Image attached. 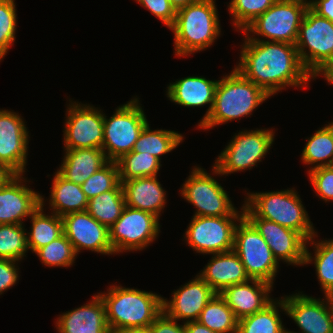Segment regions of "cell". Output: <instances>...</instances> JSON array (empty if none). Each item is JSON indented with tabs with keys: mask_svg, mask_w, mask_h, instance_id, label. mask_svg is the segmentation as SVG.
I'll use <instances>...</instances> for the list:
<instances>
[{
	"mask_svg": "<svg viewBox=\"0 0 333 333\" xmlns=\"http://www.w3.org/2000/svg\"><path fill=\"white\" fill-rule=\"evenodd\" d=\"M23 176L17 174L0 187V224L24 225V219L40 206V193L29 188Z\"/></svg>",
	"mask_w": 333,
	"mask_h": 333,
	"instance_id": "ffe728a7",
	"label": "cell"
},
{
	"mask_svg": "<svg viewBox=\"0 0 333 333\" xmlns=\"http://www.w3.org/2000/svg\"><path fill=\"white\" fill-rule=\"evenodd\" d=\"M124 333H150L148 329L127 330Z\"/></svg>",
	"mask_w": 333,
	"mask_h": 333,
	"instance_id": "816d5d0a",
	"label": "cell"
},
{
	"mask_svg": "<svg viewBox=\"0 0 333 333\" xmlns=\"http://www.w3.org/2000/svg\"><path fill=\"white\" fill-rule=\"evenodd\" d=\"M199 0H169L170 5L178 11L181 8L187 7L190 4H193Z\"/></svg>",
	"mask_w": 333,
	"mask_h": 333,
	"instance_id": "681fc988",
	"label": "cell"
},
{
	"mask_svg": "<svg viewBox=\"0 0 333 333\" xmlns=\"http://www.w3.org/2000/svg\"><path fill=\"white\" fill-rule=\"evenodd\" d=\"M315 237H318L317 233L307 241L315 252L311 254L306 245L304 266L314 264L321 289L326 295L333 289V239L316 241Z\"/></svg>",
	"mask_w": 333,
	"mask_h": 333,
	"instance_id": "1f68e13d",
	"label": "cell"
},
{
	"mask_svg": "<svg viewBox=\"0 0 333 333\" xmlns=\"http://www.w3.org/2000/svg\"><path fill=\"white\" fill-rule=\"evenodd\" d=\"M24 225L0 224V258L21 261L28 252Z\"/></svg>",
	"mask_w": 333,
	"mask_h": 333,
	"instance_id": "d590c367",
	"label": "cell"
},
{
	"mask_svg": "<svg viewBox=\"0 0 333 333\" xmlns=\"http://www.w3.org/2000/svg\"><path fill=\"white\" fill-rule=\"evenodd\" d=\"M286 312L283 299H274L263 310L238 320L237 333H286L279 308Z\"/></svg>",
	"mask_w": 333,
	"mask_h": 333,
	"instance_id": "f1b7e54d",
	"label": "cell"
},
{
	"mask_svg": "<svg viewBox=\"0 0 333 333\" xmlns=\"http://www.w3.org/2000/svg\"><path fill=\"white\" fill-rule=\"evenodd\" d=\"M244 205L256 216L299 232L307 241L315 228L295 189L270 192H247Z\"/></svg>",
	"mask_w": 333,
	"mask_h": 333,
	"instance_id": "5b68a950",
	"label": "cell"
},
{
	"mask_svg": "<svg viewBox=\"0 0 333 333\" xmlns=\"http://www.w3.org/2000/svg\"><path fill=\"white\" fill-rule=\"evenodd\" d=\"M272 129L242 130L234 135L229 144L221 151L213 165L212 172L226 175L252 169L261 162L270 150L275 138Z\"/></svg>",
	"mask_w": 333,
	"mask_h": 333,
	"instance_id": "52a82bcc",
	"label": "cell"
},
{
	"mask_svg": "<svg viewBox=\"0 0 333 333\" xmlns=\"http://www.w3.org/2000/svg\"><path fill=\"white\" fill-rule=\"evenodd\" d=\"M198 275L218 294L229 286L250 279L240 258L233 250L213 254Z\"/></svg>",
	"mask_w": 333,
	"mask_h": 333,
	"instance_id": "d4e9b609",
	"label": "cell"
},
{
	"mask_svg": "<svg viewBox=\"0 0 333 333\" xmlns=\"http://www.w3.org/2000/svg\"><path fill=\"white\" fill-rule=\"evenodd\" d=\"M16 264L18 261L0 258V295L18 281L19 267Z\"/></svg>",
	"mask_w": 333,
	"mask_h": 333,
	"instance_id": "7bdbcfd3",
	"label": "cell"
},
{
	"mask_svg": "<svg viewBox=\"0 0 333 333\" xmlns=\"http://www.w3.org/2000/svg\"><path fill=\"white\" fill-rule=\"evenodd\" d=\"M16 11L15 0H0V61L5 57L15 41Z\"/></svg>",
	"mask_w": 333,
	"mask_h": 333,
	"instance_id": "ab89813d",
	"label": "cell"
},
{
	"mask_svg": "<svg viewBox=\"0 0 333 333\" xmlns=\"http://www.w3.org/2000/svg\"><path fill=\"white\" fill-rule=\"evenodd\" d=\"M121 186L126 206L149 212L160 219L167 199L157 176L126 180Z\"/></svg>",
	"mask_w": 333,
	"mask_h": 333,
	"instance_id": "cb8c5ba5",
	"label": "cell"
},
{
	"mask_svg": "<svg viewBox=\"0 0 333 333\" xmlns=\"http://www.w3.org/2000/svg\"><path fill=\"white\" fill-rule=\"evenodd\" d=\"M272 290L273 285L266 281L249 279L225 288L220 295L233 310L237 320H240L269 305L274 300L269 295Z\"/></svg>",
	"mask_w": 333,
	"mask_h": 333,
	"instance_id": "44dd1931",
	"label": "cell"
},
{
	"mask_svg": "<svg viewBox=\"0 0 333 333\" xmlns=\"http://www.w3.org/2000/svg\"><path fill=\"white\" fill-rule=\"evenodd\" d=\"M215 0H199L176 11L173 25L174 50L178 57L190 56L210 47L221 35Z\"/></svg>",
	"mask_w": 333,
	"mask_h": 333,
	"instance_id": "277c9868",
	"label": "cell"
},
{
	"mask_svg": "<svg viewBox=\"0 0 333 333\" xmlns=\"http://www.w3.org/2000/svg\"><path fill=\"white\" fill-rule=\"evenodd\" d=\"M54 174L49 200L51 212L62 217L69 213L86 211L89 200L81 185L66 180L57 171Z\"/></svg>",
	"mask_w": 333,
	"mask_h": 333,
	"instance_id": "4316f807",
	"label": "cell"
},
{
	"mask_svg": "<svg viewBox=\"0 0 333 333\" xmlns=\"http://www.w3.org/2000/svg\"><path fill=\"white\" fill-rule=\"evenodd\" d=\"M177 322V320L162 312L149 326L148 330L150 333H187L184 323L178 324Z\"/></svg>",
	"mask_w": 333,
	"mask_h": 333,
	"instance_id": "ee69618b",
	"label": "cell"
},
{
	"mask_svg": "<svg viewBox=\"0 0 333 333\" xmlns=\"http://www.w3.org/2000/svg\"><path fill=\"white\" fill-rule=\"evenodd\" d=\"M64 127V149H102L104 140L103 111L90 104L69 100Z\"/></svg>",
	"mask_w": 333,
	"mask_h": 333,
	"instance_id": "5bb4252c",
	"label": "cell"
},
{
	"mask_svg": "<svg viewBox=\"0 0 333 333\" xmlns=\"http://www.w3.org/2000/svg\"><path fill=\"white\" fill-rule=\"evenodd\" d=\"M325 296L329 302L331 310L333 311V289H331Z\"/></svg>",
	"mask_w": 333,
	"mask_h": 333,
	"instance_id": "f907efd6",
	"label": "cell"
},
{
	"mask_svg": "<svg viewBox=\"0 0 333 333\" xmlns=\"http://www.w3.org/2000/svg\"><path fill=\"white\" fill-rule=\"evenodd\" d=\"M270 97L234 68L218 81L212 111L198 128L208 130L228 121L251 116L253 110Z\"/></svg>",
	"mask_w": 333,
	"mask_h": 333,
	"instance_id": "3957f363",
	"label": "cell"
},
{
	"mask_svg": "<svg viewBox=\"0 0 333 333\" xmlns=\"http://www.w3.org/2000/svg\"><path fill=\"white\" fill-rule=\"evenodd\" d=\"M120 182L141 177L157 176L161 162L153 155L131 151L117 161Z\"/></svg>",
	"mask_w": 333,
	"mask_h": 333,
	"instance_id": "e575fe53",
	"label": "cell"
},
{
	"mask_svg": "<svg viewBox=\"0 0 333 333\" xmlns=\"http://www.w3.org/2000/svg\"><path fill=\"white\" fill-rule=\"evenodd\" d=\"M43 197L41 194L40 206L31 214V231L26 233L28 249L34 253L63 234L62 218L52 212L44 213Z\"/></svg>",
	"mask_w": 333,
	"mask_h": 333,
	"instance_id": "83f0119b",
	"label": "cell"
},
{
	"mask_svg": "<svg viewBox=\"0 0 333 333\" xmlns=\"http://www.w3.org/2000/svg\"><path fill=\"white\" fill-rule=\"evenodd\" d=\"M277 0H231L228 5L236 31H243L257 17L269 9Z\"/></svg>",
	"mask_w": 333,
	"mask_h": 333,
	"instance_id": "f35d334b",
	"label": "cell"
},
{
	"mask_svg": "<svg viewBox=\"0 0 333 333\" xmlns=\"http://www.w3.org/2000/svg\"><path fill=\"white\" fill-rule=\"evenodd\" d=\"M58 333H110L104 302L99 294L90 302L62 313L55 323Z\"/></svg>",
	"mask_w": 333,
	"mask_h": 333,
	"instance_id": "7402d4cb",
	"label": "cell"
},
{
	"mask_svg": "<svg viewBox=\"0 0 333 333\" xmlns=\"http://www.w3.org/2000/svg\"><path fill=\"white\" fill-rule=\"evenodd\" d=\"M244 216L254 225L267 242L274 257L288 265L304 266L305 249L309 243L297 231L281 226L275 222L256 217L244 204Z\"/></svg>",
	"mask_w": 333,
	"mask_h": 333,
	"instance_id": "9a60e30c",
	"label": "cell"
},
{
	"mask_svg": "<svg viewBox=\"0 0 333 333\" xmlns=\"http://www.w3.org/2000/svg\"><path fill=\"white\" fill-rule=\"evenodd\" d=\"M233 251L240 258L250 279L274 284L279 262L267 242L245 216L236 225Z\"/></svg>",
	"mask_w": 333,
	"mask_h": 333,
	"instance_id": "9c48e42d",
	"label": "cell"
},
{
	"mask_svg": "<svg viewBox=\"0 0 333 333\" xmlns=\"http://www.w3.org/2000/svg\"><path fill=\"white\" fill-rule=\"evenodd\" d=\"M16 175L17 174L12 169L0 162V187L7 184Z\"/></svg>",
	"mask_w": 333,
	"mask_h": 333,
	"instance_id": "7dc6e473",
	"label": "cell"
},
{
	"mask_svg": "<svg viewBox=\"0 0 333 333\" xmlns=\"http://www.w3.org/2000/svg\"><path fill=\"white\" fill-rule=\"evenodd\" d=\"M142 7L149 10L156 18L161 20L165 26L170 28L176 17L175 9L169 0H136Z\"/></svg>",
	"mask_w": 333,
	"mask_h": 333,
	"instance_id": "b9f144b4",
	"label": "cell"
},
{
	"mask_svg": "<svg viewBox=\"0 0 333 333\" xmlns=\"http://www.w3.org/2000/svg\"><path fill=\"white\" fill-rule=\"evenodd\" d=\"M149 125L148 122L141 131L132 151L153 155L161 162L160 156L172 152L184 136L174 130H151Z\"/></svg>",
	"mask_w": 333,
	"mask_h": 333,
	"instance_id": "f546056e",
	"label": "cell"
},
{
	"mask_svg": "<svg viewBox=\"0 0 333 333\" xmlns=\"http://www.w3.org/2000/svg\"><path fill=\"white\" fill-rule=\"evenodd\" d=\"M309 181L321 200L333 201V165L308 170Z\"/></svg>",
	"mask_w": 333,
	"mask_h": 333,
	"instance_id": "60d3db41",
	"label": "cell"
},
{
	"mask_svg": "<svg viewBox=\"0 0 333 333\" xmlns=\"http://www.w3.org/2000/svg\"><path fill=\"white\" fill-rule=\"evenodd\" d=\"M81 189L88 200L112 189H122L116 161H109L91 175L81 184Z\"/></svg>",
	"mask_w": 333,
	"mask_h": 333,
	"instance_id": "74e56055",
	"label": "cell"
},
{
	"mask_svg": "<svg viewBox=\"0 0 333 333\" xmlns=\"http://www.w3.org/2000/svg\"><path fill=\"white\" fill-rule=\"evenodd\" d=\"M148 123L138 98L116 108L108 119L104 115V140L102 150L109 161H117L133 150L134 144Z\"/></svg>",
	"mask_w": 333,
	"mask_h": 333,
	"instance_id": "ba28073f",
	"label": "cell"
},
{
	"mask_svg": "<svg viewBox=\"0 0 333 333\" xmlns=\"http://www.w3.org/2000/svg\"><path fill=\"white\" fill-rule=\"evenodd\" d=\"M197 321L217 333H237L238 320L218 293L206 304Z\"/></svg>",
	"mask_w": 333,
	"mask_h": 333,
	"instance_id": "d6a6232c",
	"label": "cell"
},
{
	"mask_svg": "<svg viewBox=\"0 0 333 333\" xmlns=\"http://www.w3.org/2000/svg\"><path fill=\"white\" fill-rule=\"evenodd\" d=\"M63 157L57 172L66 180L80 185L109 162L105 152L98 148L65 150Z\"/></svg>",
	"mask_w": 333,
	"mask_h": 333,
	"instance_id": "484cf974",
	"label": "cell"
},
{
	"mask_svg": "<svg viewBox=\"0 0 333 333\" xmlns=\"http://www.w3.org/2000/svg\"><path fill=\"white\" fill-rule=\"evenodd\" d=\"M29 131L24 119L16 112L0 110V162L16 174L27 170Z\"/></svg>",
	"mask_w": 333,
	"mask_h": 333,
	"instance_id": "ac0fdd59",
	"label": "cell"
},
{
	"mask_svg": "<svg viewBox=\"0 0 333 333\" xmlns=\"http://www.w3.org/2000/svg\"><path fill=\"white\" fill-rule=\"evenodd\" d=\"M300 293L281 297L285 314L300 328L298 333H333V311L326 296L316 299ZM287 333L297 332L287 329Z\"/></svg>",
	"mask_w": 333,
	"mask_h": 333,
	"instance_id": "2e32d148",
	"label": "cell"
},
{
	"mask_svg": "<svg viewBox=\"0 0 333 333\" xmlns=\"http://www.w3.org/2000/svg\"><path fill=\"white\" fill-rule=\"evenodd\" d=\"M63 234L72 243L77 253L90 250L102 255H113L114 250L109 240V228L87 211L73 212L61 217Z\"/></svg>",
	"mask_w": 333,
	"mask_h": 333,
	"instance_id": "e0dca14e",
	"label": "cell"
},
{
	"mask_svg": "<svg viewBox=\"0 0 333 333\" xmlns=\"http://www.w3.org/2000/svg\"><path fill=\"white\" fill-rule=\"evenodd\" d=\"M295 46L304 68L314 77L333 61V22L308 8L301 21Z\"/></svg>",
	"mask_w": 333,
	"mask_h": 333,
	"instance_id": "8fae6325",
	"label": "cell"
},
{
	"mask_svg": "<svg viewBox=\"0 0 333 333\" xmlns=\"http://www.w3.org/2000/svg\"><path fill=\"white\" fill-rule=\"evenodd\" d=\"M243 216H192L184 239L193 251L217 254L233 250L236 223ZM237 221V222H236Z\"/></svg>",
	"mask_w": 333,
	"mask_h": 333,
	"instance_id": "4fadbf2b",
	"label": "cell"
},
{
	"mask_svg": "<svg viewBox=\"0 0 333 333\" xmlns=\"http://www.w3.org/2000/svg\"><path fill=\"white\" fill-rule=\"evenodd\" d=\"M219 80H209L202 76H188L177 79L167 85V97L175 104L184 107H201L209 104L206 114L198 126L210 115L213 105L215 90Z\"/></svg>",
	"mask_w": 333,
	"mask_h": 333,
	"instance_id": "603a6c76",
	"label": "cell"
},
{
	"mask_svg": "<svg viewBox=\"0 0 333 333\" xmlns=\"http://www.w3.org/2000/svg\"><path fill=\"white\" fill-rule=\"evenodd\" d=\"M125 206L123 190L112 189L89 199L86 211L109 228L121 216Z\"/></svg>",
	"mask_w": 333,
	"mask_h": 333,
	"instance_id": "836d02e7",
	"label": "cell"
},
{
	"mask_svg": "<svg viewBox=\"0 0 333 333\" xmlns=\"http://www.w3.org/2000/svg\"><path fill=\"white\" fill-rule=\"evenodd\" d=\"M216 292L199 276L185 283L172 293L171 300L163 298V312L183 323L197 321L206 304Z\"/></svg>",
	"mask_w": 333,
	"mask_h": 333,
	"instance_id": "d6986e66",
	"label": "cell"
},
{
	"mask_svg": "<svg viewBox=\"0 0 333 333\" xmlns=\"http://www.w3.org/2000/svg\"><path fill=\"white\" fill-rule=\"evenodd\" d=\"M309 8L318 16L333 22V0H309Z\"/></svg>",
	"mask_w": 333,
	"mask_h": 333,
	"instance_id": "f6af8a7d",
	"label": "cell"
},
{
	"mask_svg": "<svg viewBox=\"0 0 333 333\" xmlns=\"http://www.w3.org/2000/svg\"><path fill=\"white\" fill-rule=\"evenodd\" d=\"M35 254L39 257L42 264L48 267H69L74 264L77 253L72 243L62 234L57 239L42 248Z\"/></svg>",
	"mask_w": 333,
	"mask_h": 333,
	"instance_id": "8d00e7d4",
	"label": "cell"
},
{
	"mask_svg": "<svg viewBox=\"0 0 333 333\" xmlns=\"http://www.w3.org/2000/svg\"><path fill=\"white\" fill-rule=\"evenodd\" d=\"M110 333H124L123 331H110Z\"/></svg>",
	"mask_w": 333,
	"mask_h": 333,
	"instance_id": "f5cc1de1",
	"label": "cell"
},
{
	"mask_svg": "<svg viewBox=\"0 0 333 333\" xmlns=\"http://www.w3.org/2000/svg\"><path fill=\"white\" fill-rule=\"evenodd\" d=\"M98 294L104 302L110 331L148 329L163 312V297L156 293L116 284Z\"/></svg>",
	"mask_w": 333,
	"mask_h": 333,
	"instance_id": "7a4b0ae2",
	"label": "cell"
},
{
	"mask_svg": "<svg viewBox=\"0 0 333 333\" xmlns=\"http://www.w3.org/2000/svg\"><path fill=\"white\" fill-rule=\"evenodd\" d=\"M319 75H323L324 79L327 80V83L329 85H333V61L327 63L319 72L315 74L313 79H316Z\"/></svg>",
	"mask_w": 333,
	"mask_h": 333,
	"instance_id": "c3c4849f",
	"label": "cell"
},
{
	"mask_svg": "<svg viewBox=\"0 0 333 333\" xmlns=\"http://www.w3.org/2000/svg\"><path fill=\"white\" fill-rule=\"evenodd\" d=\"M301 160L311 165L309 170L333 165V122L317 130L302 150Z\"/></svg>",
	"mask_w": 333,
	"mask_h": 333,
	"instance_id": "4dcf8cb0",
	"label": "cell"
},
{
	"mask_svg": "<svg viewBox=\"0 0 333 333\" xmlns=\"http://www.w3.org/2000/svg\"><path fill=\"white\" fill-rule=\"evenodd\" d=\"M187 178L180 194L197 208L193 216H244L243 205L238 211L227 191L205 169L194 166Z\"/></svg>",
	"mask_w": 333,
	"mask_h": 333,
	"instance_id": "30bf717a",
	"label": "cell"
},
{
	"mask_svg": "<svg viewBox=\"0 0 333 333\" xmlns=\"http://www.w3.org/2000/svg\"><path fill=\"white\" fill-rule=\"evenodd\" d=\"M159 218L149 212L125 206L121 216L109 227L114 254L148 247L160 233Z\"/></svg>",
	"mask_w": 333,
	"mask_h": 333,
	"instance_id": "7c38bea8",
	"label": "cell"
},
{
	"mask_svg": "<svg viewBox=\"0 0 333 333\" xmlns=\"http://www.w3.org/2000/svg\"><path fill=\"white\" fill-rule=\"evenodd\" d=\"M240 46V59L234 68L269 96L289 86L304 88L313 79L301 63L293 44L251 40L245 35Z\"/></svg>",
	"mask_w": 333,
	"mask_h": 333,
	"instance_id": "6da1fadb",
	"label": "cell"
},
{
	"mask_svg": "<svg viewBox=\"0 0 333 333\" xmlns=\"http://www.w3.org/2000/svg\"><path fill=\"white\" fill-rule=\"evenodd\" d=\"M308 8V0H277L242 32L251 40H259V36H262L269 39L266 41L295 45L301 21Z\"/></svg>",
	"mask_w": 333,
	"mask_h": 333,
	"instance_id": "8992f818",
	"label": "cell"
},
{
	"mask_svg": "<svg viewBox=\"0 0 333 333\" xmlns=\"http://www.w3.org/2000/svg\"><path fill=\"white\" fill-rule=\"evenodd\" d=\"M187 333H217L206 327L205 325L199 323L198 321H191L184 323Z\"/></svg>",
	"mask_w": 333,
	"mask_h": 333,
	"instance_id": "bcb514c9",
	"label": "cell"
}]
</instances>
